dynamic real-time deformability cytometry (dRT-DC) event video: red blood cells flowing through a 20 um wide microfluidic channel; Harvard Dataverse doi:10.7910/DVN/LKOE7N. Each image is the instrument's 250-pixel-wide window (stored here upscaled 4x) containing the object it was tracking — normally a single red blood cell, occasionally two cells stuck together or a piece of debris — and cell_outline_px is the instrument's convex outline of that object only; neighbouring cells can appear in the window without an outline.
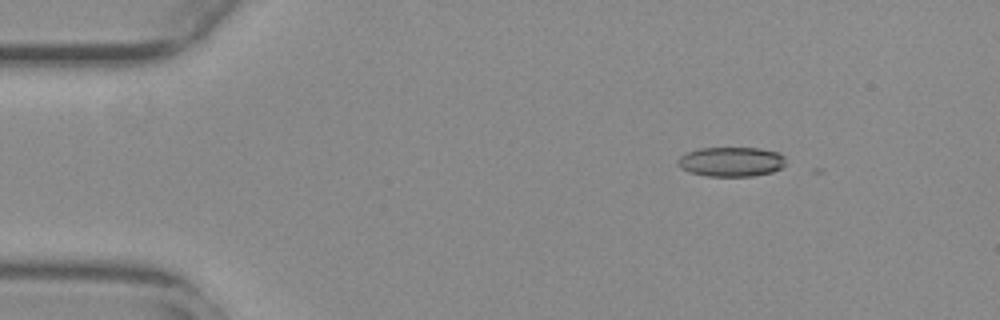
{"species": "common noctule bat (a hibernating species)", "species_latin": "Nyctalus noctula", "temperature_condition": "warm", "stored_images_in_passage": 47, "camera_frame_rate_fps": 3000, "um_per_image_px": 0.085, "animal": {"sex": "female", "body_mass_g": 29.2, "forearm_length_mm": 56.3}, "frame": {"image": 1, "passage_image": 8, "time_ms": 2.333, "image_size_px": [1000, 320], "cell_outline_px": [[784, 164], [780, 168], [772, 172], [752, 176], [708, 176], [688, 172], [680, 168], [676, 164], [676, 160], [684, 152], [700, 148], [760, 148], [780, 152], [784, 156]], "centroid_in_image_um": [62.1, 13.74], "position_along_channel_um": 22.9, "area_um2": 18.84}}
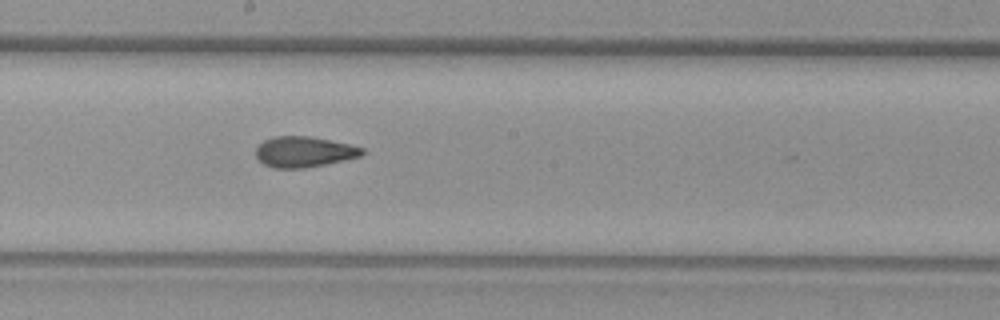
{"frame": {"image": 2, "passage_image": 30, "time_ms": 9.667, "image_size_px": [1000, 320], "cell_outline_px": [[364, 152], [360, 156], [344, 160], [304, 168], [272, 168], [264, 164], [256, 156], [256, 148], [264, 140], [276, 136], [308, 136], [348, 144], [364, 148]], "centroid_in_image_um": [25.82, 12.91], "position_along_channel_um": 222.4, "area_um2": 18.73}}
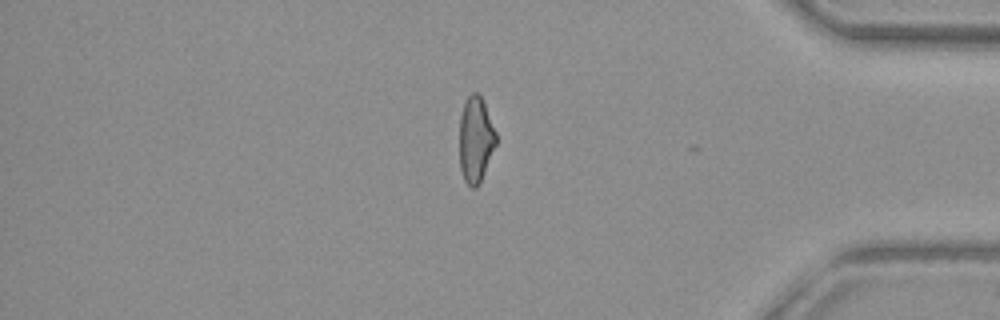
{"frame": {"image": 3, "passage_image": 46, "time_ms": 15.0, "image_size_px": [1000, 320], "cell_outline_px": [[496, 144], [480, 184], [476, 188], [472, 188], [464, 180], [460, 168], [460, 116], [464, 104], [468, 96], [472, 92], [476, 92], [480, 96], [484, 104], [496, 132]], "centroid_in_image_um": [40.43, 11.9], "position_along_channel_um": 394.8, "area_um2": 18.15}, "authors_computed_cell_mechanics": {"area_um2": 19.1318, "velocity_mm_per_s": 3.8136, "shape_relaxation_time_tau1_ms": null, "shape_relaxation_time_tau2_ms": 2.3728, "deformation_change_tau1": null, "deformation_change_tau2": 0.101}}